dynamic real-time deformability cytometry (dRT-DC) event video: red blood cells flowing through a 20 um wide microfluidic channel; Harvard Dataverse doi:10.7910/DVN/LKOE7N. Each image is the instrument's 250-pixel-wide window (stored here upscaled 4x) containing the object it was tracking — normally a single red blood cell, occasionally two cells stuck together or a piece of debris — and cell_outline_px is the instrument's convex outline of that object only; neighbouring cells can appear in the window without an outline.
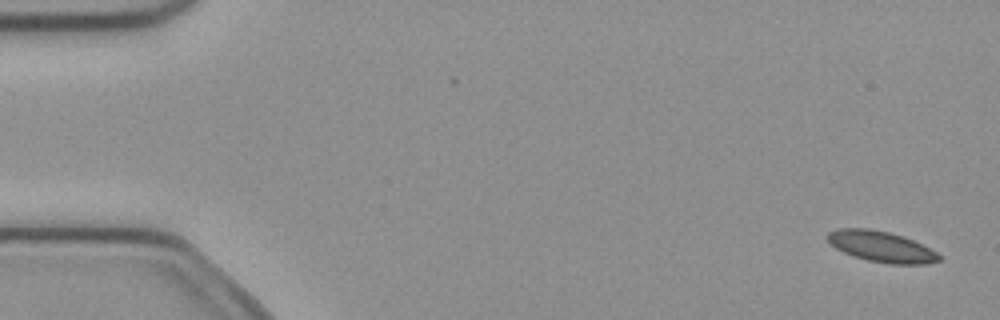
{"species": "common noctule bat (a hibernating species)", "species_latin": "Nyctalus noctula", "temperature_condition": "cold", "stored_images_in_passage": 6, "camera_frame_rate_fps": 3000, "um_per_image_px": 0.085, "animal": {"sex": "female", "body_mass_g": 21.9}, "frame": {"image": 1, "passage_image": 1, "time_ms": 0.0, "image_size_px": [1000, 320], "cell_outline_px": [[940, 260], [928, 264], [888, 264], [868, 260], [852, 256], [836, 248], [824, 236], [828, 232], [836, 228], [868, 228], [888, 232], [904, 236], [936, 252], [940, 256]], "centroid_in_image_um": [74.87, 20.96], "position_along_channel_um": 10.1, "area_um2": 20.0}}
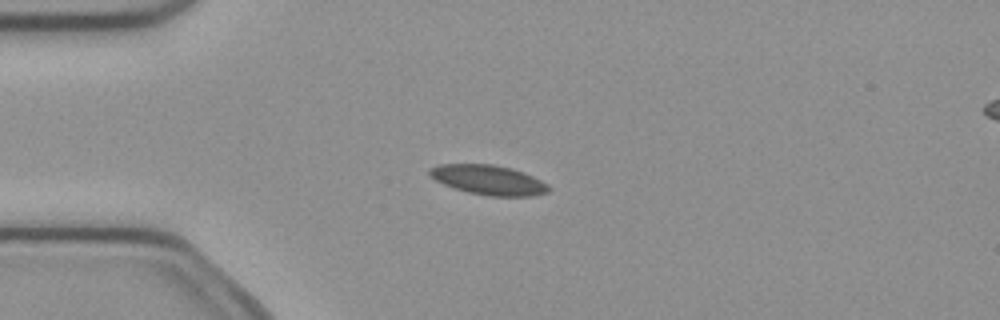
{"frame": {"image": 2, "passage_image": 4, "time_ms": 1.0, "image_size_px": [1000, 320], "cell_outline_px": [[552, 188], [548, 192], [532, 196], [488, 196], [468, 192], [452, 188], [436, 180], [428, 172], [428, 168], [440, 164], [492, 164], [524, 172], [548, 184]], "centroid_in_image_um": [41.53, 15.3], "position_along_channel_um": 43.5, "area_um2": 20.58}}